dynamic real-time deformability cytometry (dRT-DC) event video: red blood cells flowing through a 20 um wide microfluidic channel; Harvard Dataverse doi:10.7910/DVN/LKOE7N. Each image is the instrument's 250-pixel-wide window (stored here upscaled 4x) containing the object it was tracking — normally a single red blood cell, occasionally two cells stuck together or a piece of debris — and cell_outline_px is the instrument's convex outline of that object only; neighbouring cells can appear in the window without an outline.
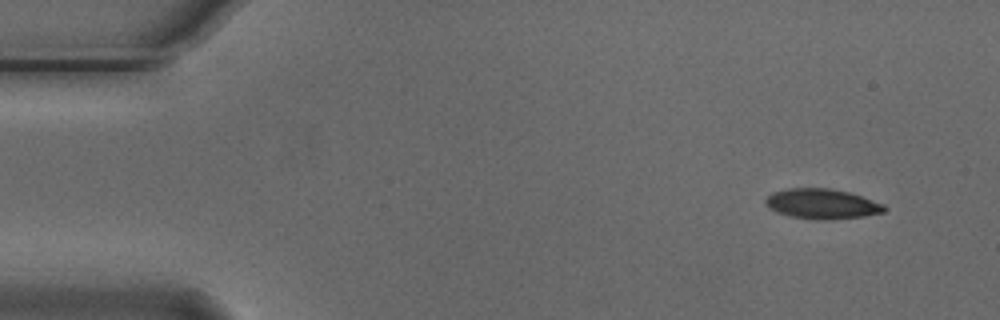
{"species": "Egyptian fruit bat (a non-hibernating species)", "species_latin": "Rousettus aegyptiacus", "temperature_condition": "cold", "stored_images_in_passage": 5, "camera_frame_rate_fps": 3000, "um_per_image_px": 0.085, "animal": {"sex": "male"}, "frame": {"image": 1, "passage_image": 1, "time_ms": 0.0, "image_size_px": [1000, 320], "cell_outline_px": [[888, 208], [884, 212], [864, 216], [832, 220], [816, 220], [792, 216], [776, 212], [764, 200], [772, 192], [788, 188], [828, 188], [848, 192], [884, 204]], "centroid_in_image_um": [69.9, 17.33], "position_along_channel_um": 15.1, "area_um2": 20.69}}
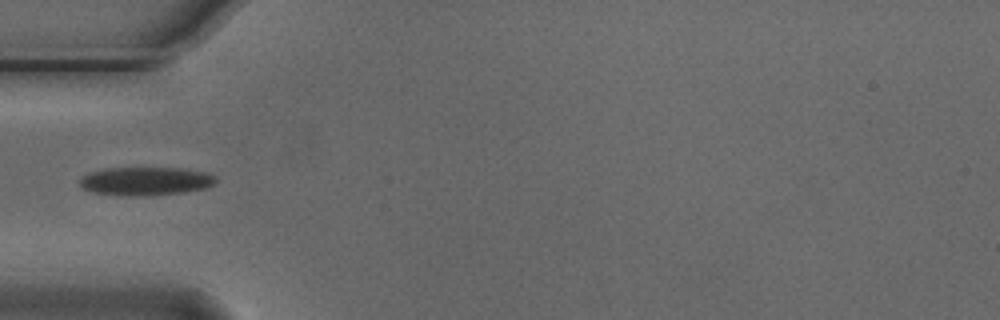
{"frame": {"image": 2, "passage_image": 4, "time_ms": 1.0, "image_size_px": [1000, 320], "cell_outline_px": [[216, 184], [208, 188], [184, 192], [152, 196], [128, 196], [96, 192], [84, 188], [80, 184], [80, 176], [88, 172], [104, 168], [184, 168], [208, 172], [216, 176]], "centroid_in_image_um": [12.44, 15.39], "position_along_channel_um": 72.6, "area_um2": 22.89}}
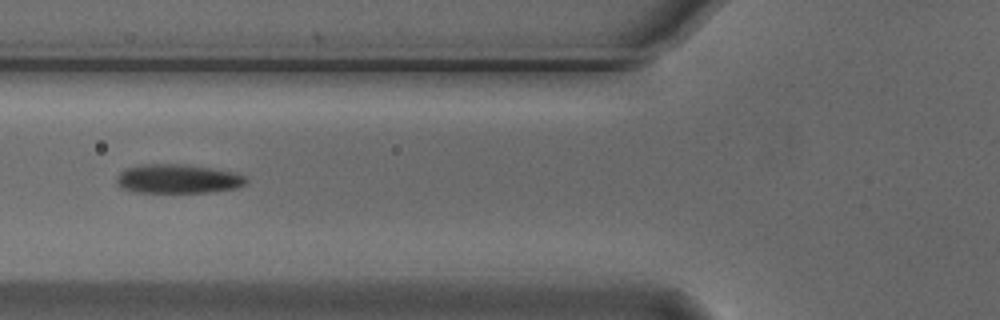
{"frame": {"image": 3, "passage_image": 5, "time_ms": 1.333, "image_size_px": [1000, 320], "cell_outline_px": [[248, 180], [244, 184], [236, 188], [212, 192], [136, 192], [120, 188], [116, 184], [116, 176], [124, 168], [140, 164], [184, 164], [212, 168], [236, 172], [244, 176]], "centroid_in_image_um": [15.08, 15.19], "position_along_channel_um": 110.7, "area_um2": 22.2}}